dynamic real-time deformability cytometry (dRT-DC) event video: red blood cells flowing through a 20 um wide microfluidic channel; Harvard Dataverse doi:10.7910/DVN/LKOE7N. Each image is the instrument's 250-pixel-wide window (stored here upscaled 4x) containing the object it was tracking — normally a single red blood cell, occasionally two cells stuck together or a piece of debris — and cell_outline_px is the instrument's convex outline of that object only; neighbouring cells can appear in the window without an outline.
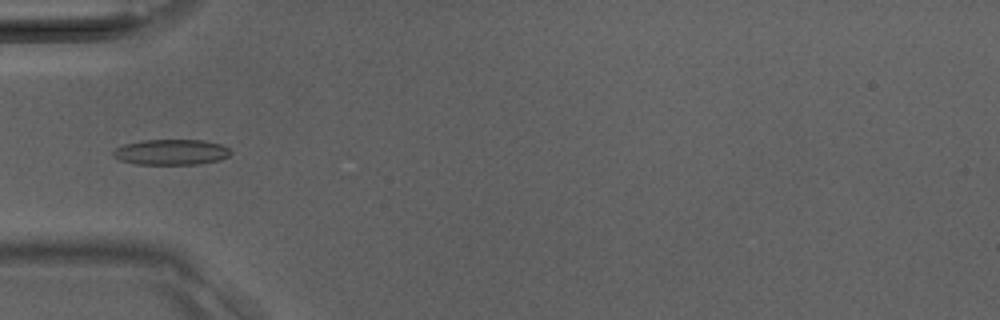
{"species": "Egyptian fruit bat (a non-hibernating species)", "species_latin": "Rousettus aegyptiacus", "temperature_condition": "room temperature", "stored_images_in_passage": 33, "camera_frame_rate_fps": 3000, "um_per_image_px": 0.085, "animal": {"sex": "male"}, "frame": {"image": 1, "passage_image": 7, "time_ms": 2.0, "image_size_px": [1000, 320], "cell_outline_px": [[232, 152], [228, 156], [220, 160], [200, 164], [136, 164], [120, 160], [112, 156], [112, 152], [116, 148], [124, 144], [144, 140], [204, 140], [220, 144], [228, 148]], "centroid_in_image_um": [14.55, 12.93], "position_along_channel_um": 70.5, "area_um2": 17.51}}
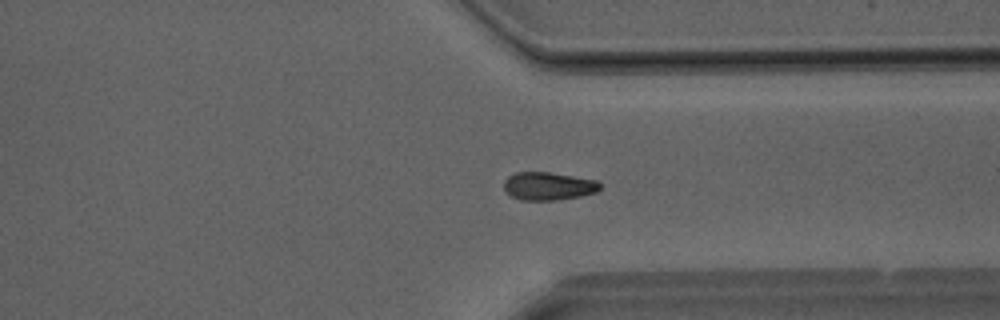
{"frame": {"image": 2, "passage_image": 24, "time_ms": 7.667, "image_size_px": [1000, 320], "cell_outline_px": [[600, 188], [596, 192], [580, 196], [556, 200], [520, 200], [512, 196], [504, 188], [504, 180], [508, 176], [516, 172], [548, 172], [596, 180], [600, 184]], "centroid_in_image_um": [46.59, 15.82], "position_along_channel_um": 364.8, "area_um2": 15.55}}
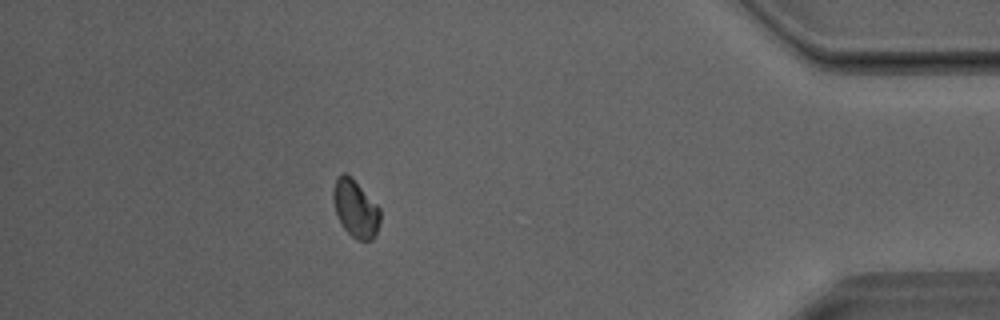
{"frame": {"image": 3, "passage_image": 29, "time_ms": 9.333, "image_size_px": [1000, 320], "cell_outline_px": [[380, 220], [376, 232], [372, 240], [356, 240], [340, 224], [332, 200], [332, 192], [336, 176], [340, 172], [344, 172], [352, 176], [380, 208]], "centroid_in_image_um": [30.19, 17.68], "position_along_channel_um": 405.0, "area_um2": 15.95}}